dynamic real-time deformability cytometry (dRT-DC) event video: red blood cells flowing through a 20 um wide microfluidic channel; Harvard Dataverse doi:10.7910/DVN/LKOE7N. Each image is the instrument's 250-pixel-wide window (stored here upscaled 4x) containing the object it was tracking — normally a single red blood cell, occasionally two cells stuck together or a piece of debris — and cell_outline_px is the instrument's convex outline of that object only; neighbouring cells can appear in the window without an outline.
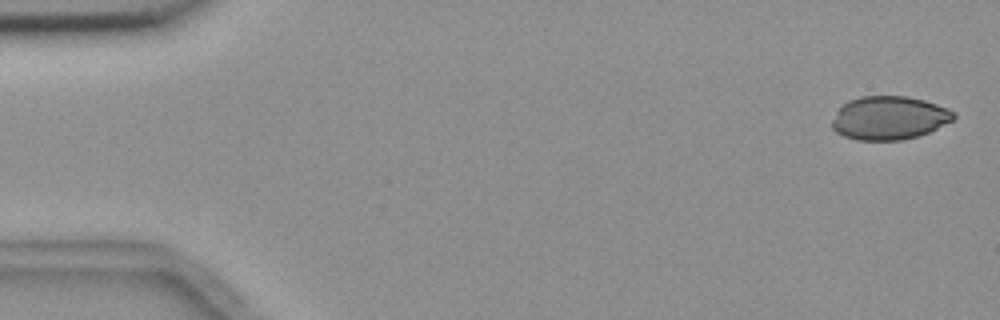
{"species": "common noctule bat (a hibernating species)", "species_latin": "Nyctalus noctula", "temperature_condition": "room temperature", "stored_images_in_passage": 5, "camera_frame_rate_fps": 3000, "um_per_image_px": 0.085, "animal": {"sex": "female", "body_mass_g": 18.4}, "frame": {"image": 1, "passage_image": 1, "time_ms": 0.0, "image_size_px": [1000, 320], "cell_outline_px": [[956, 116], [952, 120], [928, 132], [904, 140], [856, 140], [844, 136], [836, 132], [832, 128], [832, 120], [836, 112], [848, 100], [860, 96], [908, 96], [924, 100], [948, 108], [956, 112]], "centroid_in_image_um": [75.57, 10.02], "position_along_channel_um": 9.4, "area_um2": 30.81}}